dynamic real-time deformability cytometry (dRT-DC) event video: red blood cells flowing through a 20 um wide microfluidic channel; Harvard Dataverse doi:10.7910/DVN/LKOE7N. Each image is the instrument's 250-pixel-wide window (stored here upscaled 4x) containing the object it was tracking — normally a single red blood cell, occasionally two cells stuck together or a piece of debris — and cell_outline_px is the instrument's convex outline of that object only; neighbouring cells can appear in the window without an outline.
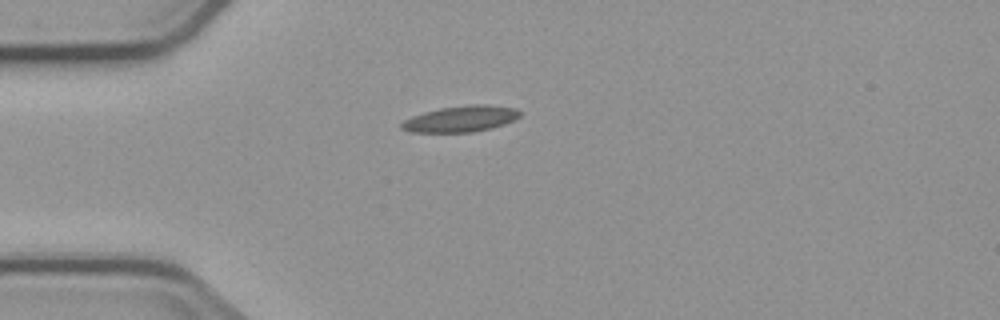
{"species": "common noctule bat (a hibernating species)", "species_latin": "Nyctalus noctula", "temperature_condition": "cold", "stored_images_in_passage": 4, "camera_frame_rate_fps": 3000, "um_per_image_px": 0.085, "animal": {"sex": "male", "body_mass_g": 23.1, "forearm_length_mm": 52.7}, "frame": {"image": 1, "passage_image": 1, "time_ms": 0.0, "image_size_px": [1000, 320], "cell_outline_px": [[520, 116], [504, 124], [492, 128], [472, 132], [412, 132], [400, 128], [400, 124], [404, 120], [412, 116], [424, 112], [440, 108], [472, 104], [488, 104], [516, 108], [520, 112]], "centroid_in_image_um": [39.16, 10.1], "position_along_channel_um": 45.8, "area_um2": 17.98}}
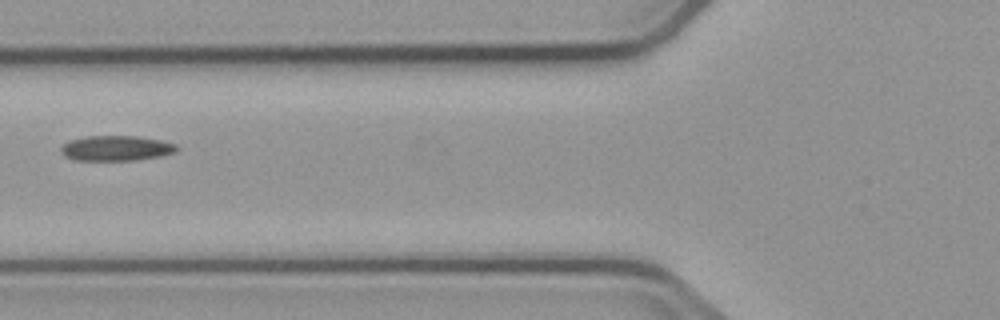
{"frame": {"image": 2, "passage_image": 3, "time_ms": 2.333, "image_size_px": [1000, 320], "cell_outline_px": [[180, 148], [176, 152], [160, 156], [136, 160], [76, 160], [64, 156], [60, 152], [60, 148], [68, 140], [84, 136], [136, 136], [160, 140], [176, 144]], "centroid_in_image_um": [9.86, 12.59], "position_along_channel_um": 115.9, "area_um2": 17.11}}
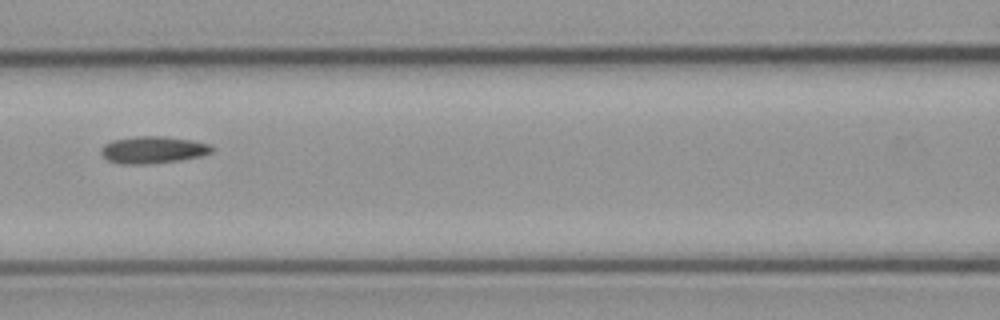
{"frame": {"image": 3, "passage_image": 4, "time_ms": 3.333, "image_size_px": [1000, 320], "cell_outline_px": [[216, 148], [212, 152], [200, 156], [180, 160], [148, 164], [120, 164], [108, 160], [100, 152], [100, 148], [104, 144], [112, 140], [136, 136], [164, 136], [192, 140], [208, 144]], "centroid_in_image_um": [13.0, 12.73], "position_along_channel_um": 153.6, "area_um2": 17.57}}